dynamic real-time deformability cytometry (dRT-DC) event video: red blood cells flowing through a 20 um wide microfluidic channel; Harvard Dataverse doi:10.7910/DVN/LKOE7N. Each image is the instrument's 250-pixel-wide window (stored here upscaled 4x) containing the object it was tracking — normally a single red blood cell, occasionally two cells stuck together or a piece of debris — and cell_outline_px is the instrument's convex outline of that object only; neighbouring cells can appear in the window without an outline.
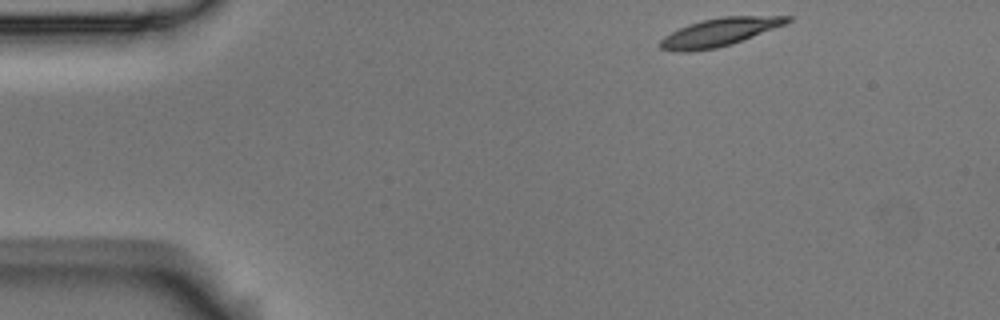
{"species": "Egyptian fruit bat (a non-hibernating species)", "species_latin": "Rousettus aegyptiacus", "temperature_condition": "room temperature", "stored_images_in_passage": 50, "camera_frame_rate_fps": 3000, "um_per_image_px": 0.085, "animal": {"sex": "male"}, "frame": {"image": 1, "passage_image": 1, "time_ms": 0.0, "image_size_px": [1000, 320], "cell_outline_px": [[792, 20], [788, 24], [732, 44], [716, 48], [688, 52], [680, 52], [660, 48], [660, 40], [664, 36], [688, 24], [704, 20], [724, 16], [792, 16]], "centroid_in_image_um": [61.21, 2.73], "position_along_channel_um": 23.8, "area_um2": 20.75}}
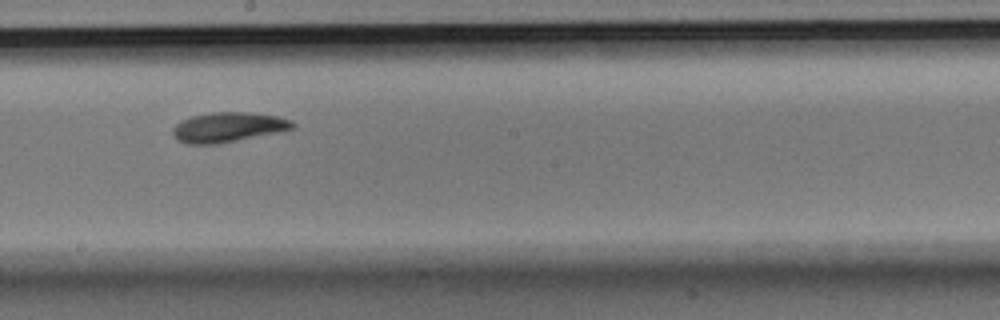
{"frame": {"image": 2, "passage_image": 25, "time_ms": 8.0, "image_size_px": [1000, 320], "cell_outline_px": [[296, 124], [292, 128], [280, 132], [220, 144], [188, 144], [176, 140], [172, 132], [172, 128], [180, 120], [192, 116], [212, 112], [248, 112], [276, 116], [292, 120]], "centroid_in_image_um": [19.37, 10.82], "position_along_channel_um": 228.8, "area_um2": 21.04}}
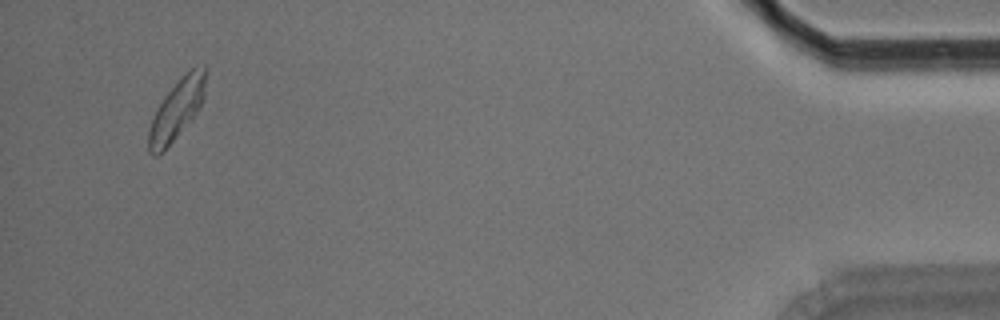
{"frame": {"image": 3, "passage_image": 48, "time_ms": 15.667, "image_size_px": [1000, 320], "cell_outline_px": [[208, 72], [204, 100], [200, 108], [176, 136], [156, 156], [152, 156], [148, 152], [148, 128], [164, 96], [196, 64], [204, 64], [208, 68]], "centroid_in_image_um": [15.09, 9.24], "position_along_channel_um": 420.1, "area_um2": 19.65}, "authors_computed_cell_mechanics": {"area_um2": 20.0566, "velocity_mm_per_s": 3.4893, "shape_relaxation_time_tau1_ms": 4.5963, "shape_relaxation_time_tau2_ms": 5.8534, "deformation_change_tau1": 0.1477, "deformation_change_tau2": 0.1129}}